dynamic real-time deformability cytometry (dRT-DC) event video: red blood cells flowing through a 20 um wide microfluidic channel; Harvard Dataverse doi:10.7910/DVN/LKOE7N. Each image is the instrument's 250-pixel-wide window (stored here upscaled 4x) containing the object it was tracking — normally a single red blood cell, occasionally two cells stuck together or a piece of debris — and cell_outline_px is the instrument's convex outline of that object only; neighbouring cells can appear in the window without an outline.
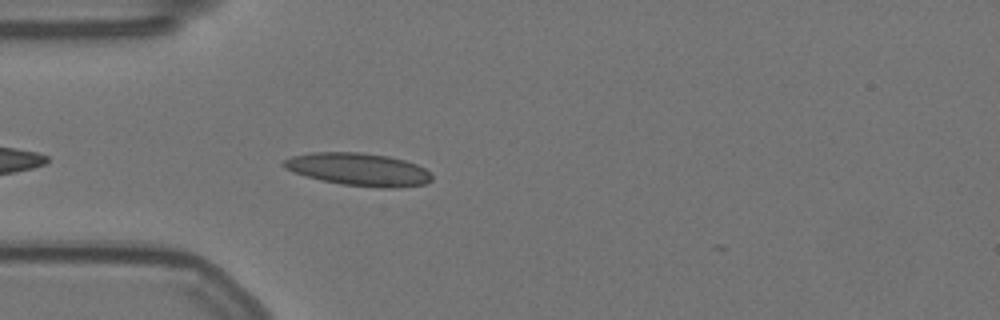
{"species": "Egyptian fruit bat (a non-hibernating species)", "species_latin": "Rousettus aegyptiacus", "temperature_condition": "warm", "stored_images_in_passage": 39, "camera_frame_rate_fps": 3000, "um_per_image_px": 0.085, "animal": {"sex": "female"}, "frame": {"image": 1, "passage_image": 4, "time_ms": 1.0, "image_size_px": [1000, 320], "cell_outline_px": [[432, 180], [424, 184], [400, 188], [380, 188], [340, 184], [320, 180], [292, 172], [284, 168], [280, 164], [284, 160], [292, 156], [312, 152], [360, 152], [388, 156], [404, 160], [416, 164], [424, 168], [432, 176]], "centroid_in_image_um": [30.45, 14.4], "position_along_channel_um": 54.5, "area_um2": 28.44}}
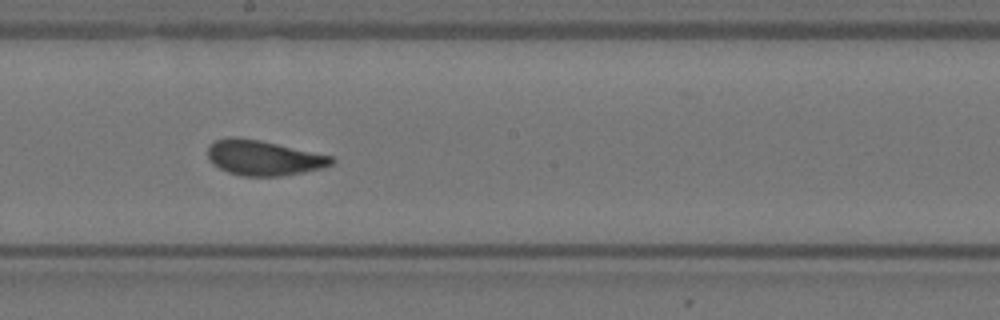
{"frame": {"image": 2, "passage_image": 19, "time_ms": 6.0, "image_size_px": [1000, 320], "cell_outline_px": [[336, 160], [332, 164], [324, 168], [304, 172], [280, 176], [240, 176], [228, 172], [212, 164], [208, 160], [208, 144], [216, 140], [228, 136], [236, 136], [260, 140], [332, 156]], "centroid_in_image_um": [22.37, 13.41], "position_along_channel_um": 225.8, "area_um2": 25.55}}
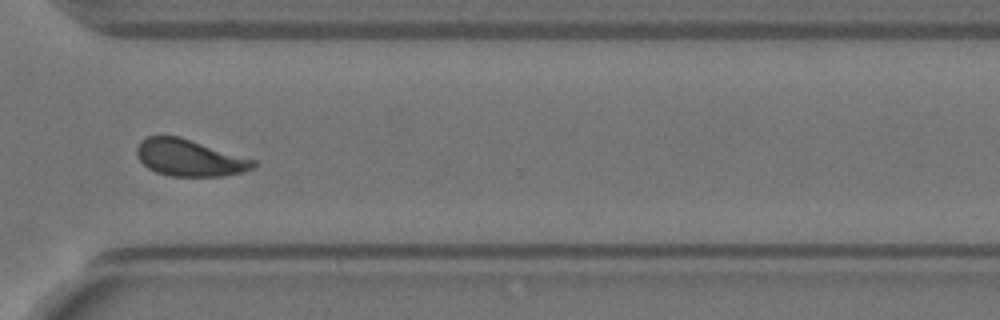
{"frame": {"image": 3, "passage_image": 30, "time_ms": 9.667, "image_size_px": [1000, 320], "cell_outline_px": [[256, 164], [252, 168], [244, 172], [224, 176], [168, 176], [156, 172], [148, 168], [136, 156], [136, 148], [140, 140], [148, 136], [180, 136], [256, 160]], "centroid_in_image_um": [16.09, 13.41], "position_along_channel_um": 354.5, "area_um2": 25.09}}